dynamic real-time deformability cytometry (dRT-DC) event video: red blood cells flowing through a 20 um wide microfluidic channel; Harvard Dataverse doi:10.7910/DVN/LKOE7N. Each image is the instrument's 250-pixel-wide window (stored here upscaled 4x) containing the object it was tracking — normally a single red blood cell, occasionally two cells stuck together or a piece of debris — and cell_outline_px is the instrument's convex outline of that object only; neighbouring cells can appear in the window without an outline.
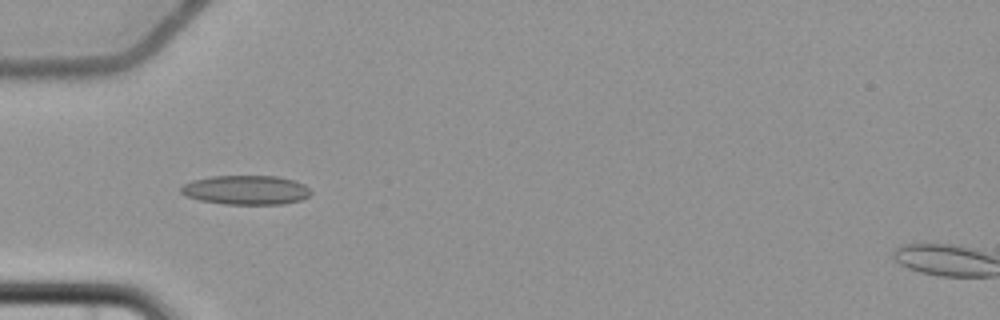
{"species": "common noctule bat (a hibernating species)", "species_latin": "Nyctalus noctula", "temperature_condition": "cold", "stored_images_in_passage": 6, "camera_frame_rate_fps": 3000, "um_per_image_px": 0.085, "animal": {"sex": "female", "body_mass_g": 22.7, "forearm_length_mm": 54.2}, "frame": {"image": 1, "passage_image": 6, "time_ms": 6.0, "image_size_px": [1000, 320], "cell_outline_px": [[312, 192], [308, 196], [300, 200], [284, 204], [224, 204], [200, 200], [184, 196], [180, 192], [180, 188], [184, 184], [192, 180], [212, 176], [276, 176], [292, 180], [304, 184]], "centroid_in_image_um": [20.88, 16.15], "position_along_channel_um": 64.1, "area_um2": 22.14}}